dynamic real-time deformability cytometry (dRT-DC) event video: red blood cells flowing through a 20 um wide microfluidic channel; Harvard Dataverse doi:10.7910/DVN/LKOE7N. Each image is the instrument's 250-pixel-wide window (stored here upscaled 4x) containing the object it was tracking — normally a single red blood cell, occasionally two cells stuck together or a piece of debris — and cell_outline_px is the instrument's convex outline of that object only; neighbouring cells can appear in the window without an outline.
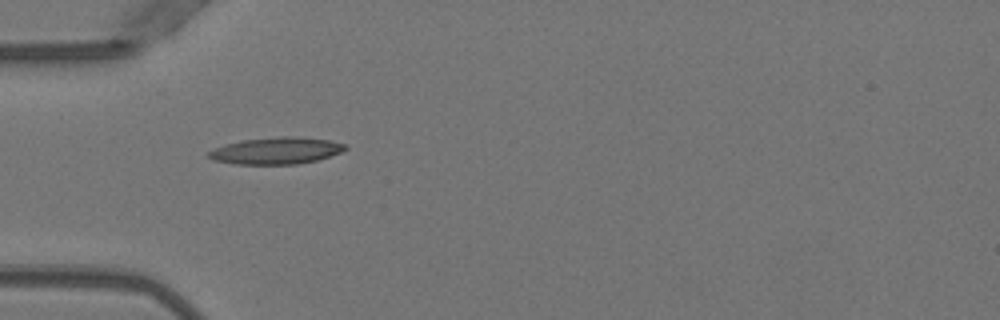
{"species": "Egyptian fruit bat (a non-hibernating species)", "species_latin": "Rousettus aegyptiacus", "temperature_condition": "warm", "stored_images_in_passage": 36, "camera_frame_rate_fps": 3000, "um_per_image_px": 0.085, "animal": {"sex": "female"}, "frame": {"image": 1, "passage_image": 1, "time_ms": 0.0, "image_size_px": [1000, 320], "cell_outline_px": [[348, 148], [344, 152], [316, 160], [296, 164], [236, 164], [212, 160], [208, 156], [208, 152], [224, 144], [244, 140], [276, 136], [292, 136], [328, 140], [348, 144]], "centroid_in_image_um": [23.52, 12.8], "position_along_channel_um": 61.5, "area_um2": 21.39}}
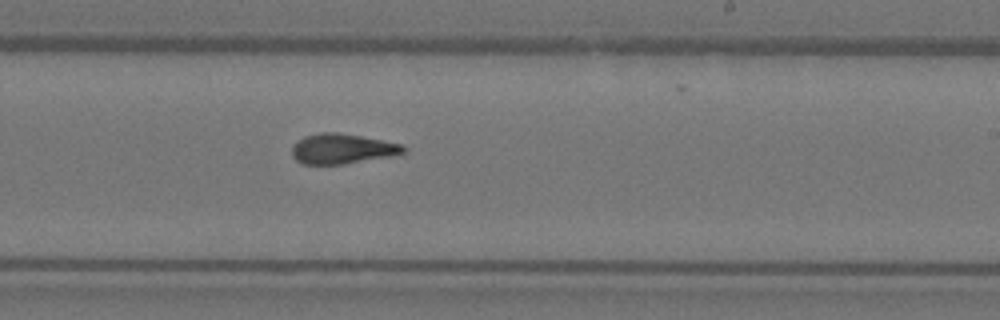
{"frame": {"image": 2, "passage_image": 16, "time_ms": 5.0, "image_size_px": [1000, 320], "cell_outline_px": [[408, 148], [404, 152], [388, 156], [344, 164], [304, 164], [296, 160], [292, 156], [292, 144], [304, 136], [320, 132], [336, 132], [360, 136], [404, 144]], "centroid_in_image_um": [29.06, 12.64], "position_along_channel_um": 259.9, "area_um2": 19.48}}
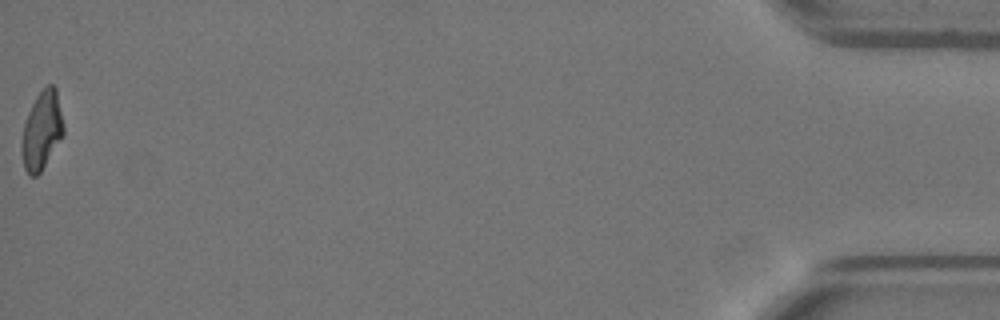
{"frame": {"image": 3, "passage_image": 36, "time_ms": 11.667, "image_size_px": [1000, 320], "cell_outline_px": [[64, 136], [40, 172], [36, 176], [28, 176], [24, 168], [20, 148], [24, 124], [28, 112], [36, 96], [48, 84], [52, 84], [56, 88], [64, 124]], "centroid_in_image_um": [3.55, 11.11], "position_along_channel_um": 431.6, "area_um2": 19.25}, "authors_computed_cell_mechanics": {"area_um2": 19.4786, "velocity_mm_per_s": 4.0225, "shape_relaxation_time_tau1_ms": null, "shape_relaxation_time_tau2_ms": 1.632, "deformation_change_tau1": null, "deformation_change_tau2": 0.0746}}